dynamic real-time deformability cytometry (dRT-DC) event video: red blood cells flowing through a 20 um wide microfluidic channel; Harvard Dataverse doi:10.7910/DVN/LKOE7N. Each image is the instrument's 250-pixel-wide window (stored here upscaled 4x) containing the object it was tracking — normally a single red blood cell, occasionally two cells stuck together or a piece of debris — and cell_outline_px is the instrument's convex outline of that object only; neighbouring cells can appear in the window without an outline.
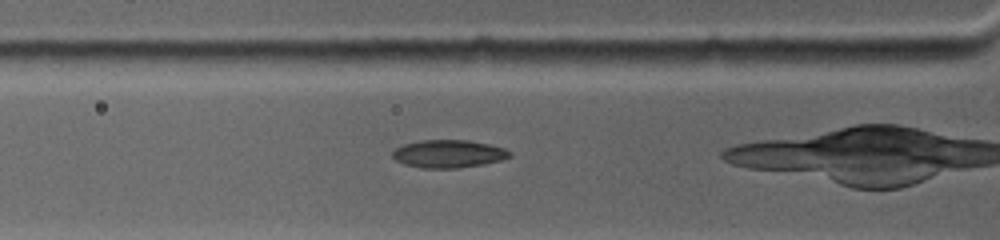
{"species": "common noctule bat (a hibernating species)", "species_latin": "Nyctalus noctula", "temperature_condition": "warm", "stored_images_in_passage": 9, "camera_frame_rate_fps": 4500, "um_per_image_px": 0.085, "animal": {"sex": "female", "body_mass_g": 19.0, "forearm_length_mm": 53.3}, "frame": {"image": 1, "passage_image": 4, "time_ms": 1.333, "image_size_px": [1000, 240], "cell_outline_px": [[512, 156], [500, 160], [484, 164], [456, 168], [420, 168], [404, 164], [396, 160], [392, 156], [392, 152], [396, 148], [404, 144], [420, 140], [468, 140], [488, 144], [504, 148], [512, 152]], "centroid_in_image_um": [38.12, 13.07], "position_along_channel_um": 87.7, "area_um2": 19.02}}
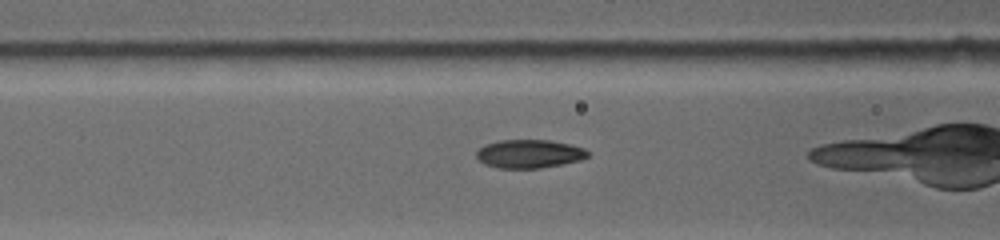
{"frame": {"image": 2, "passage_image": 7, "time_ms": 2.222, "image_size_px": [1000, 240], "cell_outline_px": [[592, 152], [588, 156], [580, 160], [540, 168], [496, 168], [484, 164], [476, 160], [476, 152], [484, 144], [500, 140], [548, 140], [568, 144], [584, 148]], "centroid_in_image_um": [44.95, 13.07], "position_along_channel_um": 121.7, "area_um2": 18.55}}